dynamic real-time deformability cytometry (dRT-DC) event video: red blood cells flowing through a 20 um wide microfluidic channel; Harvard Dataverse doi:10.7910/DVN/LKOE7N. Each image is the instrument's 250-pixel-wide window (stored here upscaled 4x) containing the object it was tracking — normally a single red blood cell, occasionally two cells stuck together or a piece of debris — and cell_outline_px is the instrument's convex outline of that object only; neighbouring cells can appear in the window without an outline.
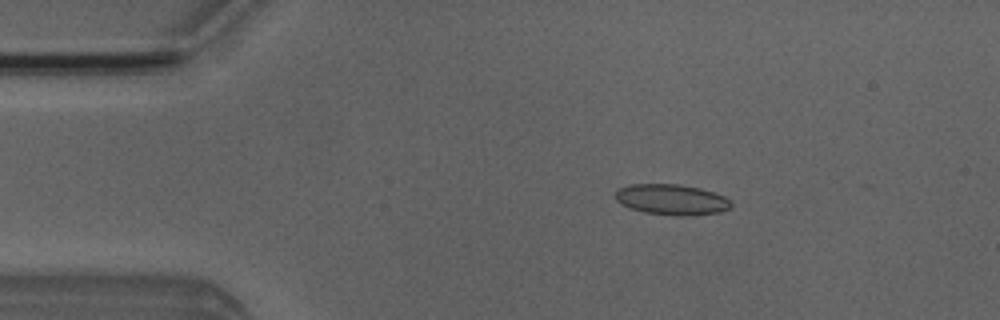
{"species": "Egyptian fruit bat (a non-hibernating species)", "species_latin": "Rousettus aegyptiacus", "temperature_condition": "room temperature", "stored_images_in_passage": 5, "camera_frame_rate_fps": 3000, "um_per_image_px": 0.085, "animal": {"sex": "male"}, "frame": {"image": 1, "passage_image": 3, "time_ms": 2.667, "image_size_px": [1000, 320], "cell_outline_px": [[732, 204], [728, 208], [720, 212], [684, 216], [680, 216], [644, 212], [620, 204], [616, 200], [616, 192], [620, 188], [628, 184], [680, 184], [700, 188], [724, 196]], "centroid_in_image_um": [57.07, 16.95], "position_along_channel_um": 27.9, "area_um2": 20.46}}